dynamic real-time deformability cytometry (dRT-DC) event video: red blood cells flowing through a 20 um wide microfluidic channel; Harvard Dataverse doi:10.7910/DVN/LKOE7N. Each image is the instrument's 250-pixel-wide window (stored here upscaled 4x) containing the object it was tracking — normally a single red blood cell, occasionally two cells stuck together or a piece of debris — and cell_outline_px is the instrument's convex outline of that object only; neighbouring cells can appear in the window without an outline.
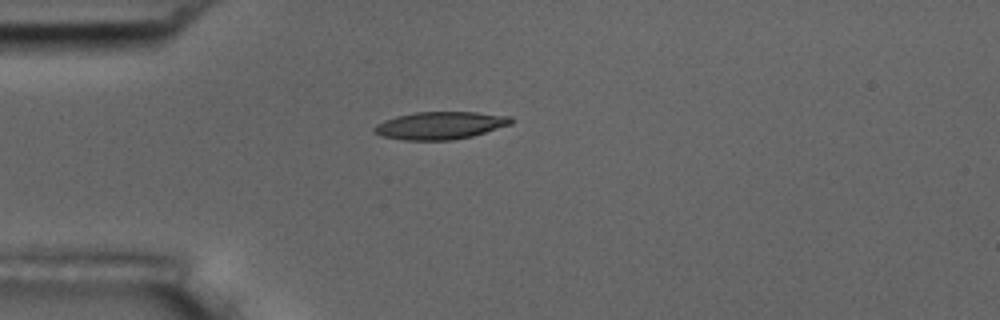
{"species": "common noctule bat (a hibernating species)", "species_latin": "Nyctalus noctula", "temperature_condition": "room temperature", "stored_images_in_passage": 2, "camera_frame_rate_fps": 3000, "um_per_image_px": 0.085, "animal": {"sex": "male", "body_mass_g": 17.5, "forearm_length_mm": 52.3}, "frame": {"image": 1, "passage_image": 1, "time_ms": 0.0, "image_size_px": [1000, 320], "cell_outline_px": [[516, 120], [512, 124], [472, 136], [452, 140], [404, 140], [384, 136], [372, 132], [372, 128], [376, 124], [384, 120], [396, 116], [416, 112], [476, 112], [512, 116]], "centroid_in_image_um": [37.44, 10.66], "position_along_channel_um": 47.6, "area_um2": 22.14}}